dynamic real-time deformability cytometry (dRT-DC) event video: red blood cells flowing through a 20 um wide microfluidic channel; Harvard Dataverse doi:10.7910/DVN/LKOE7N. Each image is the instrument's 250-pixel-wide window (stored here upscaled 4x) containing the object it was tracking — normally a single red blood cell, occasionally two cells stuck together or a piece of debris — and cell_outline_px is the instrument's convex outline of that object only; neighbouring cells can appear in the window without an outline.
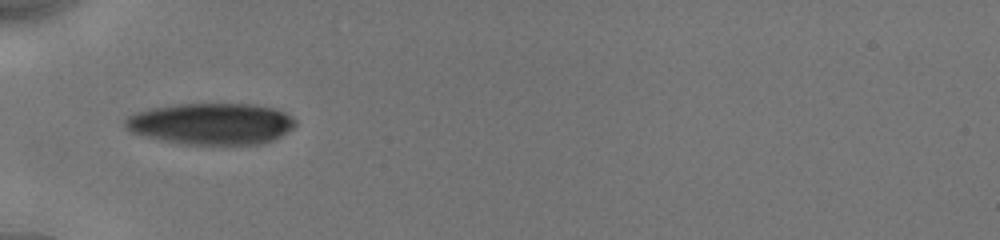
{"species": "human", "species_latin": "Homo sapiens", "temperature_condition": "cold", "stored_images_in_passage": 47, "camera_frame_rate_fps": 3000, "um_per_image_px": 0.085, "donor": {"sex": "male"}, "frame": {"image": 1, "passage_image": 1, "time_ms": 0.0, "image_size_px": [1000, 240], "cell_outline_px": [[296, 124], [288, 132], [272, 140], [260, 144], [180, 144], [140, 136], [132, 132], [124, 124], [124, 120], [128, 116], [136, 112], [152, 108], [180, 104], [252, 104], [276, 108], [292, 116], [296, 120]], "centroid_in_image_um": [17.96, 10.52], "position_along_channel_um": 67.0, "area_um2": 41.27}}
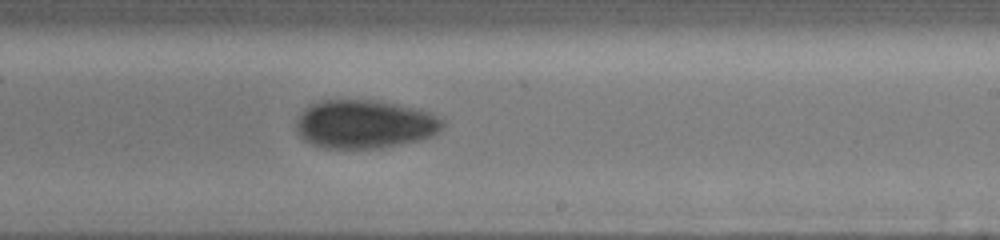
{"frame": {"image": 2, "passage_image": 20, "time_ms": 5.0, "image_size_px": [1000, 240], "cell_outline_px": [[444, 128], [432, 136], [420, 140], [380, 148], [324, 148], [312, 144], [304, 140], [296, 132], [296, 120], [300, 112], [304, 108], [320, 100], [380, 100], [420, 108], [444, 120]], "centroid_in_image_um": [31.0, 10.54], "position_along_channel_um": 258.0, "area_um2": 41.91}}
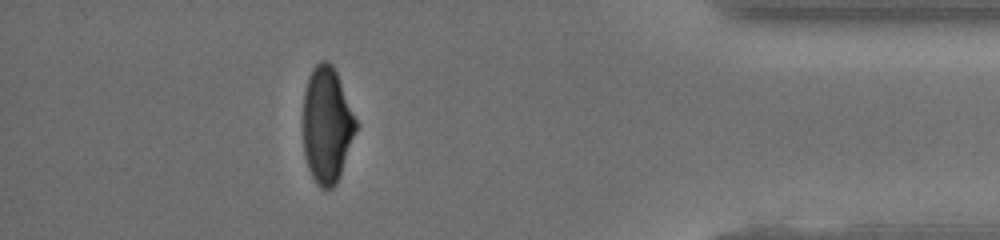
{"frame": {"image": 3, "passage_image": 37, "time_ms": 9.667, "image_size_px": [1000, 240], "cell_outline_px": [[360, 124], [340, 176], [336, 184], [332, 188], [320, 188], [312, 176], [308, 168], [304, 152], [304, 92], [308, 76], [312, 68], [320, 60], [328, 60], [332, 64], [336, 72]], "centroid_in_image_um": [27.82, 10.61], "position_along_channel_um": 407.4, "area_um2": 36.24}, "authors_computed_cell_mechanics": {"area_um2": 40.1132, "velocity_mm_per_s": 3.926, "shape_relaxation_time_tau1_ms": 3.4502, "shape_relaxation_time_tau2_ms": null, "deformation_change_tau1": 0.1256, "deformation_change_tau2": null}}